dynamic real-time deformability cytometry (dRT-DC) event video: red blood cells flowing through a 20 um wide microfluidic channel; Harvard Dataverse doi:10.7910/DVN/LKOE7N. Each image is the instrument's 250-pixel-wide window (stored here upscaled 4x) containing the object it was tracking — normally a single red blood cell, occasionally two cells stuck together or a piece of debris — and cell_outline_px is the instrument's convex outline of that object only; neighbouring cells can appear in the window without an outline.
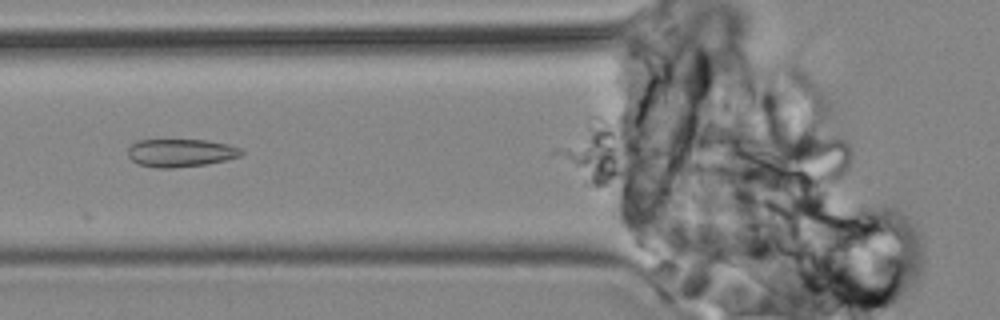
{"species": "common noctule bat (a hibernating species)", "species_latin": "Nyctalus noctula", "temperature_condition": "cold", "stored_images_in_passage": 13, "camera_frame_rate_fps": 3000, "um_per_image_px": 0.085, "animal": {"sex": "male", "body_mass_g": 19.2, "forearm_length_mm": 51.8}, "frame": {"image": 1, "passage_image": 9, "time_ms": 10.333, "image_size_px": [1000, 320], "cell_outline_px": [[244, 152], [240, 156], [224, 160], [204, 164], [172, 168], [156, 168], [140, 164], [132, 160], [128, 156], [128, 148], [136, 140], [204, 140], [228, 144], [240, 148]], "centroid_in_image_um": [15.33, 12.99], "position_along_channel_um": 110.5, "area_um2": 18.32}}
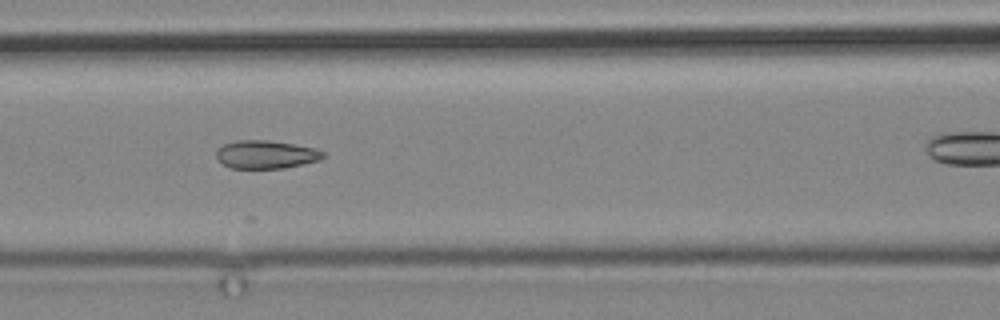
{"frame": {"image": 2, "passage_image": 10, "time_ms": 11.333, "image_size_px": [1000, 320], "cell_outline_px": [[324, 156], [320, 160], [284, 168], [232, 168], [224, 164], [216, 156], [216, 152], [224, 144], [236, 140], [268, 140], [316, 148], [324, 152]], "centroid_in_image_um": [22.63, 13.13], "position_along_channel_um": 144.0, "area_um2": 17.34}}
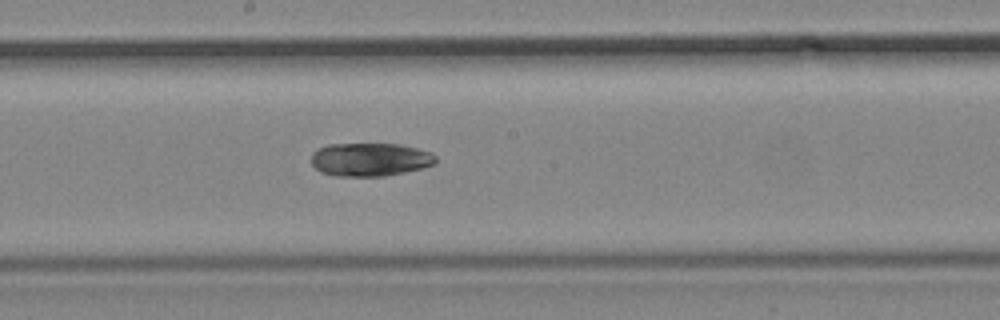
{"frame": {"image": 3, "passage_image": 13, "time_ms": 15.333, "image_size_px": [1000, 320], "cell_outline_px": [[436, 164], [404, 172], [384, 176], [336, 176], [320, 172], [312, 164], [312, 152], [316, 148], [328, 144], [400, 144], [432, 152], [436, 156]], "centroid_in_image_um": [31.44, 13.55], "position_along_channel_um": 216.8, "area_um2": 24.28}}